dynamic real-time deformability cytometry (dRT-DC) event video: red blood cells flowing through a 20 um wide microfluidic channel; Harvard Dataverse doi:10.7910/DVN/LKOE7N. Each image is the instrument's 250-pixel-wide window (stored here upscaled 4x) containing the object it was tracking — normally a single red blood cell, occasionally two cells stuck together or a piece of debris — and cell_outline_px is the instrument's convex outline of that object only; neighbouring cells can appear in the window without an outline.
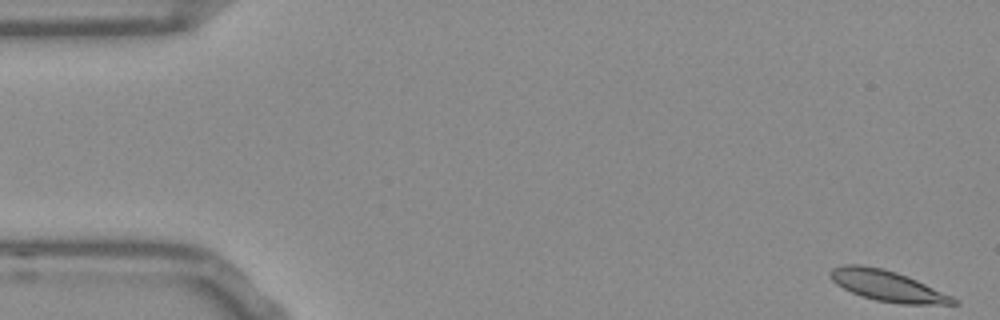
{"species": "Egyptian fruit bat (a non-hibernating species)", "species_latin": "Rousettus aegyptiacus", "temperature_condition": "room temperature", "stored_images_in_passage": 54, "camera_frame_rate_fps": 3000, "um_per_image_px": 0.085, "frame": {"image": 1, "passage_image": 1, "time_ms": 0.0, "image_size_px": [1000, 320], "cell_outline_px": [[960, 304], [900, 304], [876, 300], [852, 292], [836, 284], [828, 276], [828, 272], [832, 268], [844, 264], [860, 264], [884, 268], [908, 276], [952, 296], [960, 300]], "centroid_in_image_um": [75.42, 24.28], "position_along_channel_um": 9.6, "area_um2": 22.14}}
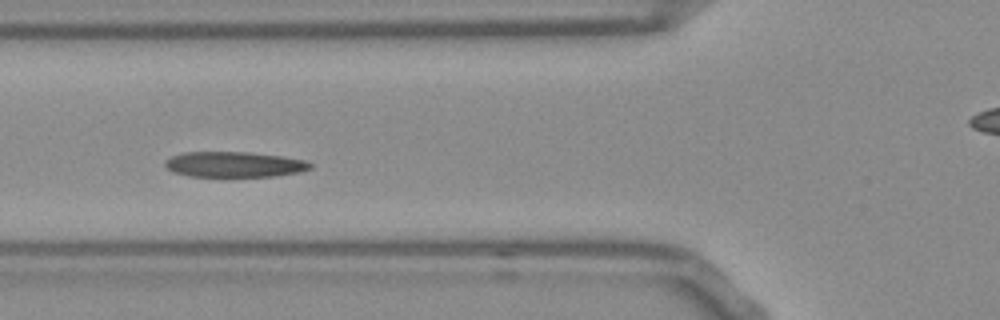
{"frame": {"image": 2, "passage_image": 19, "time_ms": 6.0, "image_size_px": [1000, 320], "cell_outline_px": [[312, 168], [300, 172], [276, 176], [188, 176], [172, 172], [164, 164], [164, 160], [172, 156], [184, 152], [248, 152], [280, 156], [304, 160], [312, 164]], "centroid_in_image_um": [19.89, 13.97], "position_along_channel_um": 105.9, "area_um2": 21.5}}
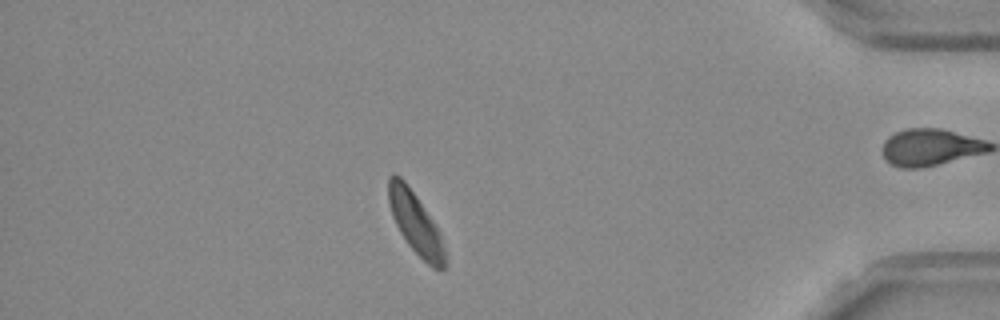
{"frame": {"image": 3, "passage_image": 46, "time_ms": 15.0, "image_size_px": [1000, 320], "cell_outline_px": [[448, 268], [432, 268], [408, 244], [400, 232], [392, 216], [388, 200], [388, 176], [392, 172], [400, 176], [404, 180], [416, 196], [432, 220], [440, 236], [444, 248], [448, 264]], "centroid_in_image_um": [35.3, 18.96], "position_along_channel_um": 399.9, "area_um2": 19.94}, "authors_computed_cell_mechanics": {"area_um2": 21.964, "velocity_mm_per_s": 3.745, "shape_relaxation_time_tau1_ms": 2.699, "shape_relaxation_time_tau2_ms": 1.9965, "deformation_change_tau1": 0.0977, "deformation_change_tau2": 0.0888}}